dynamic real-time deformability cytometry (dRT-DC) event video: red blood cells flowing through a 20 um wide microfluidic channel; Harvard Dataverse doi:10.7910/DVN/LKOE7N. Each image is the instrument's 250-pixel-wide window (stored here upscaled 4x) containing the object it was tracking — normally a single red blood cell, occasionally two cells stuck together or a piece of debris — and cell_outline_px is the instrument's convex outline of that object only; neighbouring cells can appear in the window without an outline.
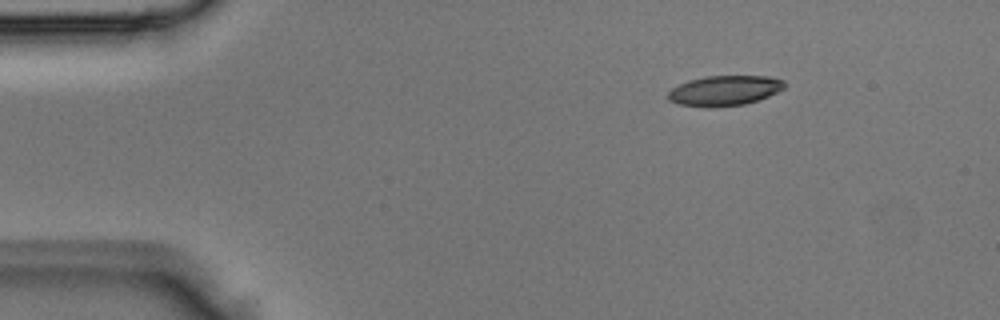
{"species": "Egyptian fruit bat (a non-hibernating species)", "species_latin": "Rousettus aegyptiacus", "temperature_condition": "room temperature", "stored_images_in_passage": 3, "camera_frame_rate_fps": 3000, "um_per_image_px": 0.085, "animal": {"sex": "male"}, "frame": {"image": 1, "passage_image": 1, "time_ms": 0.0, "image_size_px": [1000, 320], "cell_outline_px": [[784, 88], [768, 96], [744, 104], [712, 108], [708, 108], [680, 104], [668, 100], [668, 92], [672, 88], [688, 80], [704, 76], [768, 76], [784, 80]], "centroid_in_image_um": [61.55, 7.7], "position_along_channel_um": 23.4, "area_um2": 20.4}}
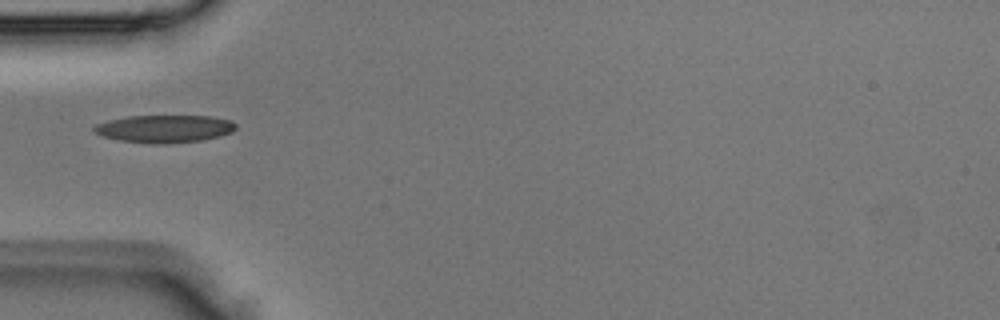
{"frame": {"image": 2, "passage_image": 3, "time_ms": 0.667, "image_size_px": [1000, 320], "cell_outline_px": [[236, 128], [232, 132], [220, 136], [204, 140], [168, 144], [152, 144], [120, 140], [100, 136], [92, 128], [96, 124], [108, 120], [128, 116], [208, 116], [232, 120], [236, 124]], "centroid_in_image_um": [13.99, 10.95], "position_along_channel_um": 71.0, "area_um2": 23.0}}